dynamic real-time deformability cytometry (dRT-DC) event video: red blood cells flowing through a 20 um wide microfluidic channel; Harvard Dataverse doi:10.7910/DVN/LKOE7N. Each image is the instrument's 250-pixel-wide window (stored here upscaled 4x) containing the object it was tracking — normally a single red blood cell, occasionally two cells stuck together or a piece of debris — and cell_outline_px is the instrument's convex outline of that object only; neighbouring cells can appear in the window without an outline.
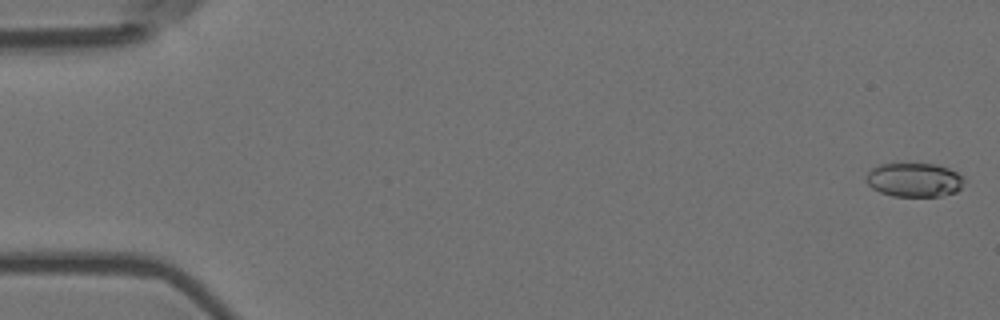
{"species": "Egyptian fruit bat (a non-hibernating species)", "species_latin": "Rousettus aegyptiacus", "temperature_condition": "room temperature", "stored_images_in_passage": 9, "camera_frame_rate_fps": 3000, "um_per_image_px": 0.085, "animal": {"sex": "female"}, "frame": {"image": 1, "passage_image": 1, "time_ms": 0.0, "image_size_px": [1000, 320], "cell_outline_px": [[964, 180], [960, 188], [956, 192], [940, 196], [892, 196], [880, 192], [872, 188], [868, 184], [868, 172], [872, 168], [880, 164], [936, 164], [948, 168], [956, 172]], "centroid_in_image_um": [77.71, 15.29], "position_along_channel_um": 7.3, "area_um2": 19.13}}
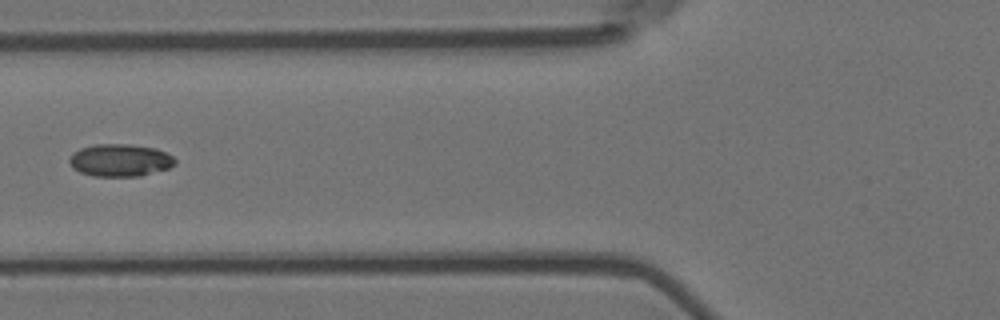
{"frame": {"image": 2, "passage_image": 7, "time_ms": 2.0, "image_size_px": [1000, 320], "cell_outline_px": [[176, 164], [168, 168], [140, 176], [92, 176], [80, 172], [72, 168], [68, 160], [72, 152], [80, 148], [92, 144], [128, 144], [156, 148], [172, 156], [176, 160]], "centroid_in_image_um": [10.17, 13.61], "position_along_channel_um": 115.6, "area_um2": 20.11}}
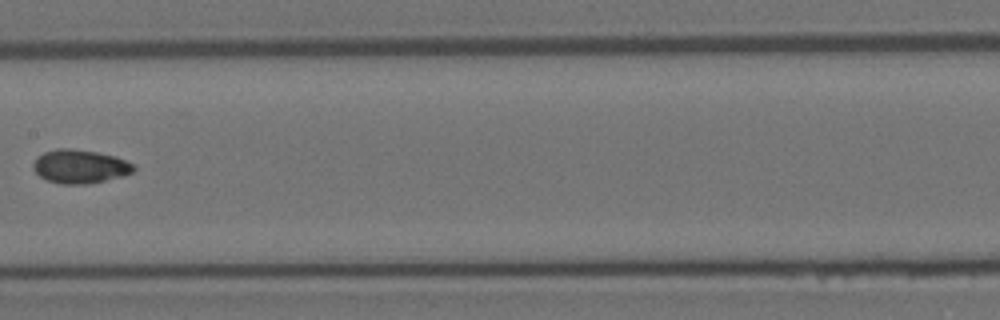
{"frame": {"image": 3, "passage_image": 9, "time_ms": 2.667, "image_size_px": [1000, 320], "cell_outline_px": [[136, 168], [132, 172], [124, 176], [88, 184], [60, 184], [48, 180], [40, 176], [32, 168], [32, 164], [36, 156], [44, 152], [56, 148], [68, 148], [96, 152], [116, 156], [136, 164]], "centroid_in_image_um": [6.8, 14.14], "position_along_channel_um": 200.6, "area_um2": 19.94}}